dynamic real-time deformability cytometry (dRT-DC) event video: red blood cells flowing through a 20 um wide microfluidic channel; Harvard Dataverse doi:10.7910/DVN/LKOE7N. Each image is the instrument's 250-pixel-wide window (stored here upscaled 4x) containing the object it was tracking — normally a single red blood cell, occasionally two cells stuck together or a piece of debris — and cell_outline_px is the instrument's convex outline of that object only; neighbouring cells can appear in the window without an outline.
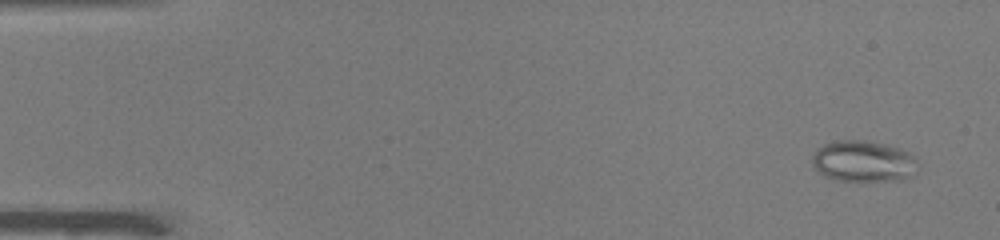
{"species": "common noctule bat (a hibernating species)", "species_latin": "Nyctalus noctula", "temperature_condition": "warm", "stored_images_in_passage": 51, "camera_frame_rate_fps": 3000, "um_per_image_px": 0.085, "animal": {"sex": "male", "body_mass_g": 19.0, "forearm_length_mm": 50.8}, "frame": {"image": 1, "passage_image": 3, "time_ms": 0.667, "image_size_px": [1000, 240], "cell_outline_px": [[916, 172], [900, 180], [840, 180], [824, 176], [812, 164], [812, 156], [816, 148], [824, 144], [836, 140], [864, 140], [884, 144], [908, 152], [916, 160]], "centroid_in_image_um": [73.34, 13.69], "position_along_channel_um": 11.7, "area_um2": 25.03}}
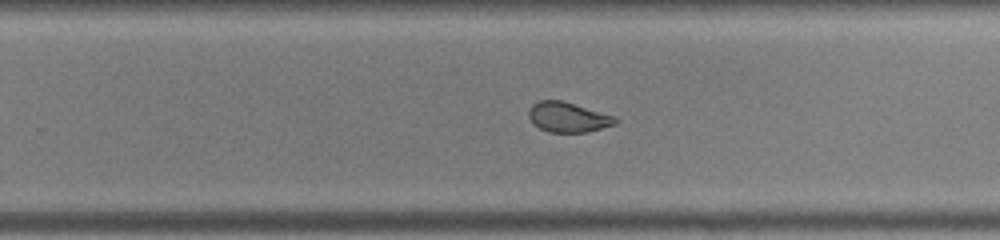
{"frame": {"image": 2, "passage_image": 33, "time_ms": 10.667, "image_size_px": [1000, 240], "cell_outline_px": [[620, 120], [616, 124], [588, 132], [548, 132], [532, 124], [528, 116], [528, 108], [532, 104], [540, 100], [560, 100], [616, 116]], "centroid_in_image_um": [48.27, 9.96], "position_along_channel_um": 281.5, "area_um2": 15.32}}
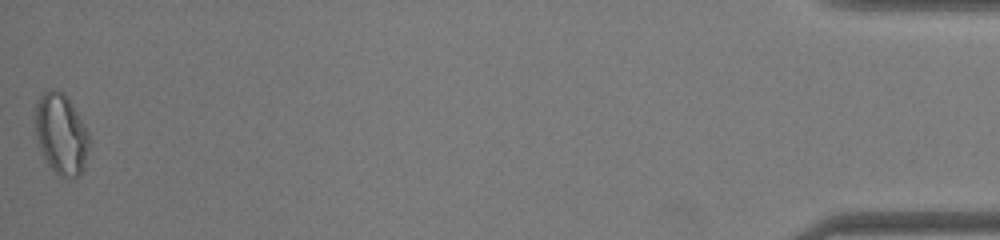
{"frame": {"image": 3, "passage_image": 51, "time_ms": 16.667, "image_size_px": [1000, 240], "cell_outline_px": [[88, 148], [84, 168], [76, 176], [60, 176], [48, 164], [40, 148], [36, 136], [32, 120], [36, 104], [40, 96], [48, 88], [52, 88], [64, 92], [72, 104], [88, 132]], "centroid_in_image_um": [5.15, 11.32], "position_along_channel_um": 430.1, "area_um2": 25.32}, "authors_computed_cell_mechanics": {"area_um2": 18.7272, "velocity_mm_per_s": 3.9975, "shape_relaxation_time_tau1_ms": null, "shape_relaxation_time_tau2_ms": 0.8607, "deformation_change_tau1": null, "deformation_change_tau2": 0.0612}}